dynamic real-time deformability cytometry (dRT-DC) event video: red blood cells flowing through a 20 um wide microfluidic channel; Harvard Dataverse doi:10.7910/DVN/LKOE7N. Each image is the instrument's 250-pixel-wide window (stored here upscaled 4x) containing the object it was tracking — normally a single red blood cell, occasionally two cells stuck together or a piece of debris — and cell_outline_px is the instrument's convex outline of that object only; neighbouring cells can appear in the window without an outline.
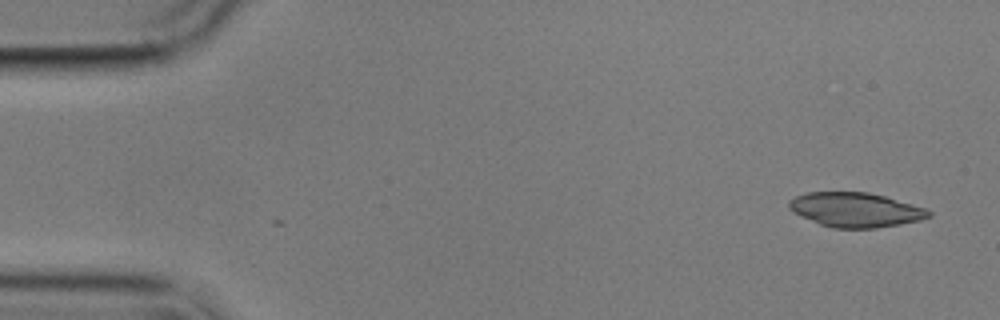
{"species": "common noctule bat (a hibernating species)", "species_latin": "Nyctalus noctula", "temperature_condition": "cold", "stored_images_in_passage": 10, "camera_frame_rate_fps": 3000, "um_per_image_px": 0.085, "animal": {"sex": "male", "body_mass_g": 17.9}, "frame": {"image": 1, "passage_image": 1, "time_ms": 0.0, "image_size_px": [1000, 320], "cell_outline_px": [[932, 216], [920, 220], [900, 224], [876, 228], [832, 228], [820, 224], [792, 212], [788, 208], [788, 200], [796, 196], [808, 192], [868, 192], [884, 196], [912, 204], [924, 208], [932, 212]], "centroid_in_image_um": [72.7, 17.83], "position_along_channel_um": 12.3, "area_um2": 28.03}}